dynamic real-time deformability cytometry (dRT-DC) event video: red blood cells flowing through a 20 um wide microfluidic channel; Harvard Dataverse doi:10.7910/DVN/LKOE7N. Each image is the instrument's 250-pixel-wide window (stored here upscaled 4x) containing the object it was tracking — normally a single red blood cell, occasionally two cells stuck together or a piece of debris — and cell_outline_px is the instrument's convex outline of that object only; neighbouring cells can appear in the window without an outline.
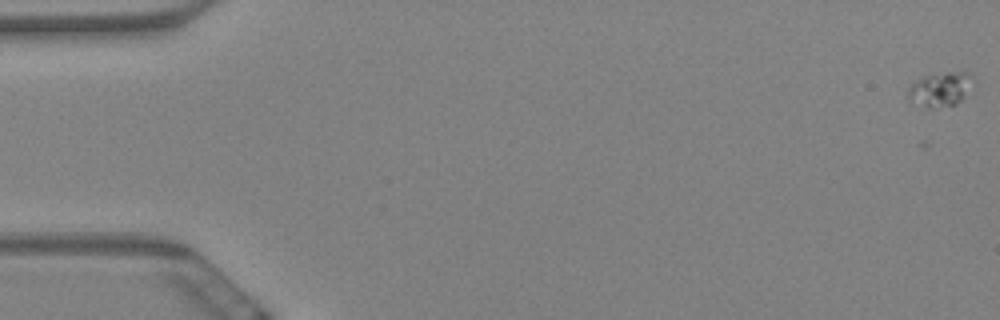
{"species": "Egyptian fruit bat (a non-hibernating species)", "species_latin": "Rousettus aegyptiacus", "temperature_condition": "warm", "stored_images_in_passage": 14, "camera_frame_rate_fps": 3000, "um_per_image_px": 0.085, "animal": {"sex": "female"}, "frame": {"image": 1, "passage_image": 1, "time_ms": 0.0, "image_size_px": [1000, 320], "cell_outline_px": [[972, 76], [964, 96], [956, 104], [932, 108], [928, 108], [908, 96], [908, 84], [924, 76], [948, 72], [968, 72]], "centroid_in_image_um": [79.88, 7.56], "position_along_channel_um": 5.1, "area_um2": 12.37}}